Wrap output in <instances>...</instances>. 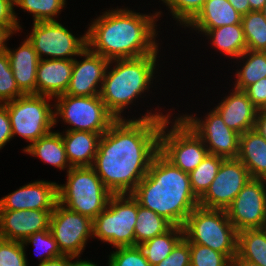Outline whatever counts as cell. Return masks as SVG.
Instances as JSON below:
<instances>
[{"label": "cell", "instance_id": "cell-1", "mask_svg": "<svg viewBox=\"0 0 266 266\" xmlns=\"http://www.w3.org/2000/svg\"><path fill=\"white\" fill-rule=\"evenodd\" d=\"M154 112L116 119L101 135L91 167L112 194H131L159 152L160 128L172 113Z\"/></svg>", "mask_w": 266, "mask_h": 266}, {"label": "cell", "instance_id": "cell-2", "mask_svg": "<svg viewBox=\"0 0 266 266\" xmlns=\"http://www.w3.org/2000/svg\"><path fill=\"white\" fill-rule=\"evenodd\" d=\"M161 15V11L143 14L128 7L104 11L87 27V47L109 61L158 54L156 22Z\"/></svg>", "mask_w": 266, "mask_h": 266}, {"label": "cell", "instance_id": "cell-3", "mask_svg": "<svg viewBox=\"0 0 266 266\" xmlns=\"http://www.w3.org/2000/svg\"><path fill=\"white\" fill-rule=\"evenodd\" d=\"M131 195L139 205L183 227L188 215L199 206L192 192L190 176L158 152L145 177Z\"/></svg>", "mask_w": 266, "mask_h": 266}, {"label": "cell", "instance_id": "cell-4", "mask_svg": "<svg viewBox=\"0 0 266 266\" xmlns=\"http://www.w3.org/2000/svg\"><path fill=\"white\" fill-rule=\"evenodd\" d=\"M157 56L158 54H149L137 58L110 60L100 97L116 119H124L121 115L123 111L142 94L149 92L158 70L155 69ZM113 63L115 64L112 67Z\"/></svg>", "mask_w": 266, "mask_h": 266}, {"label": "cell", "instance_id": "cell-5", "mask_svg": "<svg viewBox=\"0 0 266 266\" xmlns=\"http://www.w3.org/2000/svg\"><path fill=\"white\" fill-rule=\"evenodd\" d=\"M183 231L189 244L209 247L230 260L237 255L238 231L230 222L226 210L198 206L188 215Z\"/></svg>", "mask_w": 266, "mask_h": 266}, {"label": "cell", "instance_id": "cell-6", "mask_svg": "<svg viewBox=\"0 0 266 266\" xmlns=\"http://www.w3.org/2000/svg\"><path fill=\"white\" fill-rule=\"evenodd\" d=\"M58 203L93 220L113 195L92 167H72L66 184H57Z\"/></svg>", "mask_w": 266, "mask_h": 266}, {"label": "cell", "instance_id": "cell-7", "mask_svg": "<svg viewBox=\"0 0 266 266\" xmlns=\"http://www.w3.org/2000/svg\"><path fill=\"white\" fill-rule=\"evenodd\" d=\"M137 200L131 194H113L107 207L93 219V238L113 248L135 246Z\"/></svg>", "mask_w": 266, "mask_h": 266}, {"label": "cell", "instance_id": "cell-8", "mask_svg": "<svg viewBox=\"0 0 266 266\" xmlns=\"http://www.w3.org/2000/svg\"><path fill=\"white\" fill-rule=\"evenodd\" d=\"M54 126L58 118L68 126L65 131L105 133L116 118L107 110L100 95L71 96L62 94L54 99ZM57 100V101H56Z\"/></svg>", "mask_w": 266, "mask_h": 266}, {"label": "cell", "instance_id": "cell-9", "mask_svg": "<svg viewBox=\"0 0 266 266\" xmlns=\"http://www.w3.org/2000/svg\"><path fill=\"white\" fill-rule=\"evenodd\" d=\"M52 97L38 94H24L6 102L12 136L25 139L29 144L51 132L54 126V110L49 104Z\"/></svg>", "mask_w": 266, "mask_h": 266}, {"label": "cell", "instance_id": "cell-10", "mask_svg": "<svg viewBox=\"0 0 266 266\" xmlns=\"http://www.w3.org/2000/svg\"><path fill=\"white\" fill-rule=\"evenodd\" d=\"M170 118H165L160 128L159 152L174 166L190 174L208 155V150L202 139L179 116L172 119L173 122Z\"/></svg>", "mask_w": 266, "mask_h": 266}, {"label": "cell", "instance_id": "cell-11", "mask_svg": "<svg viewBox=\"0 0 266 266\" xmlns=\"http://www.w3.org/2000/svg\"><path fill=\"white\" fill-rule=\"evenodd\" d=\"M26 37L40 60H74L87 47V32L76 37L57 20L34 22ZM44 55L46 58H43Z\"/></svg>", "mask_w": 266, "mask_h": 266}, {"label": "cell", "instance_id": "cell-12", "mask_svg": "<svg viewBox=\"0 0 266 266\" xmlns=\"http://www.w3.org/2000/svg\"><path fill=\"white\" fill-rule=\"evenodd\" d=\"M93 220L56 203L49 230L63 255L80 258L88 239L93 238Z\"/></svg>", "mask_w": 266, "mask_h": 266}, {"label": "cell", "instance_id": "cell-13", "mask_svg": "<svg viewBox=\"0 0 266 266\" xmlns=\"http://www.w3.org/2000/svg\"><path fill=\"white\" fill-rule=\"evenodd\" d=\"M203 141L208 153L216 156L237 158L239 154V134L231 130L214 110L205 118L191 115H178Z\"/></svg>", "mask_w": 266, "mask_h": 266}, {"label": "cell", "instance_id": "cell-14", "mask_svg": "<svg viewBox=\"0 0 266 266\" xmlns=\"http://www.w3.org/2000/svg\"><path fill=\"white\" fill-rule=\"evenodd\" d=\"M251 179L248 169L238 158L224 159L215 179L199 198V206L226 210Z\"/></svg>", "mask_w": 266, "mask_h": 266}, {"label": "cell", "instance_id": "cell-15", "mask_svg": "<svg viewBox=\"0 0 266 266\" xmlns=\"http://www.w3.org/2000/svg\"><path fill=\"white\" fill-rule=\"evenodd\" d=\"M227 216L239 232L266 225V179L252 178L226 209Z\"/></svg>", "mask_w": 266, "mask_h": 266}, {"label": "cell", "instance_id": "cell-16", "mask_svg": "<svg viewBox=\"0 0 266 266\" xmlns=\"http://www.w3.org/2000/svg\"><path fill=\"white\" fill-rule=\"evenodd\" d=\"M78 57L83 61L73 60V71L69 86L65 92L71 96L100 95L103 80L110 61L86 47Z\"/></svg>", "mask_w": 266, "mask_h": 266}, {"label": "cell", "instance_id": "cell-17", "mask_svg": "<svg viewBox=\"0 0 266 266\" xmlns=\"http://www.w3.org/2000/svg\"><path fill=\"white\" fill-rule=\"evenodd\" d=\"M57 202V183L36 180L1 198L0 210H54Z\"/></svg>", "mask_w": 266, "mask_h": 266}, {"label": "cell", "instance_id": "cell-18", "mask_svg": "<svg viewBox=\"0 0 266 266\" xmlns=\"http://www.w3.org/2000/svg\"><path fill=\"white\" fill-rule=\"evenodd\" d=\"M53 210H0V238L23 242L30 235L49 230Z\"/></svg>", "mask_w": 266, "mask_h": 266}, {"label": "cell", "instance_id": "cell-19", "mask_svg": "<svg viewBox=\"0 0 266 266\" xmlns=\"http://www.w3.org/2000/svg\"><path fill=\"white\" fill-rule=\"evenodd\" d=\"M213 109L221 116L224 123L239 135L254 129L258 109L253 105L243 90L235 88Z\"/></svg>", "mask_w": 266, "mask_h": 266}, {"label": "cell", "instance_id": "cell-20", "mask_svg": "<svg viewBox=\"0 0 266 266\" xmlns=\"http://www.w3.org/2000/svg\"><path fill=\"white\" fill-rule=\"evenodd\" d=\"M73 71V60L43 59L36 72V94L56 98L65 94Z\"/></svg>", "mask_w": 266, "mask_h": 266}, {"label": "cell", "instance_id": "cell-21", "mask_svg": "<svg viewBox=\"0 0 266 266\" xmlns=\"http://www.w3.org/2000/svg\"><path fill=\"white\" fill-rule=\"evenodd\" d=\"M10 66L17 86L24 94H36V72L39 56L26 38L15 50L6 46Z\"/></svg>", "mask_w": 266, "mask_h": 266}, {"label": "cell", "instance_id": "cell-22", "mask_svg": "<svg viewBox=\"0 0 266 266\" xmlns=\"http://www.w3.org/2000/svg\"><path fill=\"white\" fill-rule=\"evenodd\" d=\"M100 133L65 131L62 139L71 167H91L98 150Z\"/></svg>", "mask_w": 266, "mask_h": 266}, {"label": "cell", "instance_id": "cell-23", "mask_svg": "<svg viewBox=\"0 0 266 266\" xmlns=\"http://www.w3.org/2000/svg\"><path fill=\"white\" fill-rule=\"evenodd\" d=\"M251 178L266 179V139L254 128L239 136L237 157Z\"/></svg>", "mask_w": 266, "mask_h": 266}, {"label": "cell", "instance_id": "cell-24", "mask_svg": "<svg viewBox=\"0 0 266 266\" xmlns=\"http://www.w3.org/2000/svg\"><path fill=\"white\" fill-rule=\"evenodd\" d=\"M242 15L228 0H205L202 10L186 26L193 29H215L224 25L242 24Z\"/></svg>", "mask_w": 266, "mask_h": 266}, {"label": "cell", "instance_id": "cell-25", "mask_svg": "<svg viewBox=\"0 0 266 266\" xmlns=\"http://www.w3.org/2000/svg\"><path fill=\"white\" fill-rule=\"evenodd\" d=\"M209 39L212 47L229 58H239L246 50L242 24L224 25L215 29H194Z\"/></svg>", "mask_w": 266, "mask_h": 266}, {"label": "cell", "instance_id": "cell-26", "mask_svg": "<svg viewBox=\"0 0 266 266\" xmlns=\"http://www.w3.org/2000/svg\"><path fill=\"white\" fill-rule=\"evenodd\" d=\"M23 152L38 157L60 170L65 169L68 172L72 168L66 156L61 132H49L34 141Z\"/></svg>", "mask_w": 266, "mask_h": 266}, {"label": "cell", "instance_id": "cell-27", "mask_svg": "<svg viewBox=\"0 0 266 266\" xmlns=\"http://www.w3.org/2000/svg\"><path fill=\"white\" fill-rule=\"evenodd\" d=\"M183 237V227L173 225L167 232L141 243L139 247L150 265L156 266L172 252Z\"/></svg>", "mask_w": 266, "mask_h": 266}, {"label": "cell", "instance_id": "cell-28", "mask_svg": "<svg viewBox=\"0 0 266 266\" xmlns=\"http://www.w3.org/2000/svg\"><path fill=\"white\" fill-rule=\"evenodd\" d=\"M242 68L235 72L234 88L244 90L249 85L266 77V52L246 50L239 58Z\"/></svg>", "mask_w": 266, "mask_h": 266}, {"label": "cell", "instance_id": "cell-29", "mask_svg": "<svg viewBox=\"0 0 266 266\" xmlns=\"http://www.w3.org/2000/svg\"><path fill=\"white\" fill-rule=\"evenodd\" d=\"M237 255L248 261L266 266V231L264 228L238 232Z\"/></svg>", "mask_w": 266, "mask_h": 266}, {"label": "cell", "instance_id": "cell-30", "mask_svg": "<svg viewBox=\"0 0 266 266\" xmlns=\"http://www.w3.org/2000/svg\"><path fill=\"white\" fill-rule=\"evenodd\" d=\"M137 220L134 228L135 246L167 232L173 224L137 201Z\"/></svg>", "mask_w": 266, "mask_h": 266}, {"label": "cell", "instance_id": "cell-31", "mask_svg": "<svg viewBox=\"0 0 266 266\" xmlns=\"http://www.w3.org/2000/svg\"><path fill=\"white\" fill-rule=\"evenodd\" d=\"M225 158L208 153L204 160L189 174L192 192L199 199L215 179Z\"/></svg>", "mask_w": 266, "mask_h": 266}, {"label": "cell", "instance_id": "cell-32", "mask_svg": "<svg viewBox=\"0 0 266 266\" xmlns=\"http://www.w3.org/2000/svg\"><path fill=\"white\" fill-rule=\"evenodd\" d=\"M247 49L266 52V19L261 11H250L242 16Z\"/></svg>", "mask_w": 266, "mask_h": 266}, {"label": "cell", "instance_id": "cell-33", "mask_svg": "<svg viewBox=\"0 0 266 266\" xmlns=\"http://www.w3.org/2000/svg\"><path fill=\"white\" fill-rule=\"evenodd\" d=\"M66 0H13L14 7H20L32 14L33 23L40 21H56L66 5Z\"/></svg>", "mask_w": 266, "mask_h": 266}, {"label": "cell", "instance_id": "cell-34", "mask_svg": "<svg viewBox=\"0 0 266 266\" xmlns=\"http://www.w3.org/2000/svg\"><path fill=\"white\" fill-rule=\"evenodd\" d=\"M24 93L17 86L6 51L0 52V104L15 100Z\"/></svg>", "mask_w": 266, "mask_h": 266}, {"label": "cell", "instance_id": "cell-35", "mask_svg": "<svg viewBox=\"0 0 266 266\" xmlns=\"http://www.w3.org/2000/svg\"><path fill=\"white\" fill-rule=\"evenodd\" d=\"M22 244L24 247L33 244L35 250H38L37 255L39 256V264L63 255L59 250L57 242L53 238L50 230L36 232L25 239Z\"/></svg>", "mask_w": 266, "mask_h": 266}, {"label": "cell", "instance_id": "cell-36", "mask_svg": "<svg viewBox=\"0 0 266 266\" xmlns=\"http://www.w3.org/2000/svg\"><path fill=\"white\" fill-rule=\"evenodd\" d=\"M167 6L173 19L184 28L202 10L205 0H161Z\"/></svg>", "mask_w": 266, "mask_h": 266}, {"label": "cell", "instance_id": "cell-37", "mask_svg": "<svg viewBox=\"0 0 266 266\" xmlns=\"http://www.w3.org/2000/svg\"><path fill=\"white\" fill-rule=\"evenodd\" d=\"M230 259L209 247L190 244V266H230Z\"/></svg>", "mask_w": 266, "mask_h": 266}, {"label": "cell", "instance_id": "cell-38", "mask_svg": "<svg viewBox=\"0 0 266 266\" xmlns=\"http://www.w3.org/2000/svg\"><path fill=\"white\" fill-rule=\"evenodd\" d=\"M115 249L108 255V266H151L139 245Z\"/></svg>", "mask_w": 266, "mask_h": 266}, {"label": "cell", "instance_id": "cell-39", "mask_svg": "<svg viewBox=\"0 0 266 266\" xmlns=\"http://www.w3.org/2000/svg\"><path fill=\"white\" fill-rule=\"evenodd\" d=\"M22 242L0 238V266H29Z\"/></svg>", "mask_w": 266, "mask_h": 266}, {"label": "cell", "instance_id": "cell-40", "mask_svg": "<svg viewBox=\"0 0 266 266\" xmlns=\"http://www.w3.org/2000/svg\"><path fill=\"white\" fill-rule=\"evenodd\" d=\"M156 266H190V244L183 237L172 252Z\"/></svg>", "mask_w": 266, "mask_h": 266}, {"label": "cell", "instance_id": "cell-41", "mask_svg": "<svg viewBox=\"0 0 266 266\" xmlns=\"http://www.w3.org/2000/svg\"><path fill=\"white\" fill-rule=\"evenodd\" d=\"M19 20L13 0H0V26H5L12 34H16L22 29Z\"/></svg>", "mask_w": 266, "mask_h": 266}, {"label": "cell", "instance_id": "cell-42", "mask_svg": "<svg viewBox=\"0 0 266 266\" xmlns=\"http://www.w3.org/2000/svg\"><path fill=\"white\" fill-rule=\"evenodd\" d=\"M258 109H266V77L261 78L243 90Z\"/></svg>", "mask_w": 266, "mask_h": 266}, {"label": "cell", "instance_id": "cell-43", "mask_svg": "<svg viewBox=\"0 0 266 266\" xmlns=\"http://www.w3.org/2000/svg\"><path fill=\"white\" fill-rule=\"evenodd\" d=\"M12 136L10 118L6 104H0V150L8 143Z\"/></svg>", "mask_w": 266, "mask_h": 266}, {"label": "cell", "instance_id": "cell-44", "mask_svg": "<svg viewBox=\"0 0 266 266\" xmlns=\"http://www.w3.org/2000/svg\"><path fill=\"white\" fill-rule=\"evenodd\" d=\"M69 255H62L60 257L49 259L38 266H73L78 260ZM74 260V261H73Z\"/></svg>", "mask_w": 266, "mask_h": 266}, {"label": "cell", "instance_id": "cell-45", "mask_svg": "<svg viewBox=\"0 0 266 266\" xmlns=\"http://www.w3.org/2000/svg\"><path fill=\"white\" fill-rule=\"evenodd\" d=\"M255 129L266 139V109L258 110Z\"/></svg>", "mask_w": 266, "mask_h": 266}, {"label": "cell", "instance_id": "cell-46", "mask_svg": "<svg viewBox=\"0 0 266 266\" xmlns=\"http://www.w3.org/2000/svg\"><path fill=\"white\" fill-rule=\"evenodd\" d=\"M235 10L242 16L250 12L249 0H228Z\"/></svg>", "mask_w": 266, "mask_h": 266}, {"label": "cell", "instance_id": "cell-47", "mask_svg": "<svg viewBox=\"0 0 266 266\" xmlns=\"http://www.w3.org/2000/svg\"><path fill=\"white\" fill-rule=\"evenodd\" d=\"M12 35L13 34L5 26H0V52L6 50V42Z\"/></svg>", "mask_w": 266, "mask_h": 266}, {"label": "cell", "instance_id": "cell-48", "mask_svg": "<svg viewBox=\"0 0 266 266\" xmlns=\"http://www.w3.org/2000/svg\"><path fill=\"white\" fill-rule=\"evenodd\" d=\"M230 266H259V265L257 263L248 261L246 259H242L238 255H236L234 258L231 259Z\"/></svg>", "mask_w": 266, "mask_h": 266}, {"label": "cell", "instance_id": "cell-49", "mask_svg": "<svg viewBox=\"0 0 266 266\" xmlns=\"http://www.w3.org/2000/svg\"><path fill=\"white\" fill-rule=\"evenodd\" d=\"M250 11H261L266 3V0H249Z\"/></svg>", "mask_w": 266, "mask_h": 266}, {"label": "cell", "instance_id": "cell-50", "mask_svg": "<svg viewBox=\"0 0 266 266\" xmlns=\"http://www.w3.org/2000/svg\"><path fill=\"white\" fill-rule=\"evenodd\" d=\"M73 266H99L97 263L92 262L91 260H81L79 259Z\"/></svg>", "mask_w": 266, "mask_h": 266}, {"label": "cell", "instance_id": "cell-51", "mask_svg": "<svg viewBox=\"0 0 266 266\" xmlns=\"http://www.w3.org/2000/svg\"><path fill=\"white\" fill-rule=\"evenodd\" d=\"M261 12L263 13L265 19H266V3L264 4L263 9L261 10Z\"/></svg>", "mask_w": 266, "mask_h": 266}]
</instances>
